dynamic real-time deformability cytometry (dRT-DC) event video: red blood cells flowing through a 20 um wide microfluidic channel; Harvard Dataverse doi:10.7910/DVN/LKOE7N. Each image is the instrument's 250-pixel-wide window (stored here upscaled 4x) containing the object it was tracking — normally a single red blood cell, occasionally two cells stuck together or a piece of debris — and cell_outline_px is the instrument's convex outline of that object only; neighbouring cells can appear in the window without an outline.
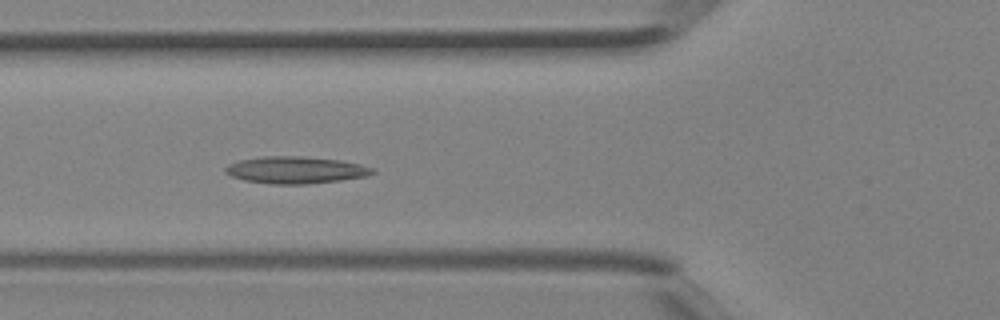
{"species": "Egyptian fruit bat (a non-hibernating species)", "species_latin": "Rousettus aegyptiacus", "temperature_condition": "room temperature", "stored_images_in_passage": 42, "camera_frame_rate_fps": 3000, "um_per_image_px": 0.085, "animal": {"sex": "female"}, "frame": {"image": 1, "passage_image": 16, "time_ms": 5.0, "image_size_px": [1000, 320], "cell_outline_px": [[376, 172], [368, 176], [340, 180], [308, 184], [268, 184], [244, 180], [232, 176], [224, 172], [224, 168], [228, 164], [240, 160], [264, 156], [304, 156], [340, 160], [360, 164], [376, 168]], "centroid_in_image_um": [25.15, 14.45], "position_along_channel_um": 100.6, "area_um2": 23.35}}
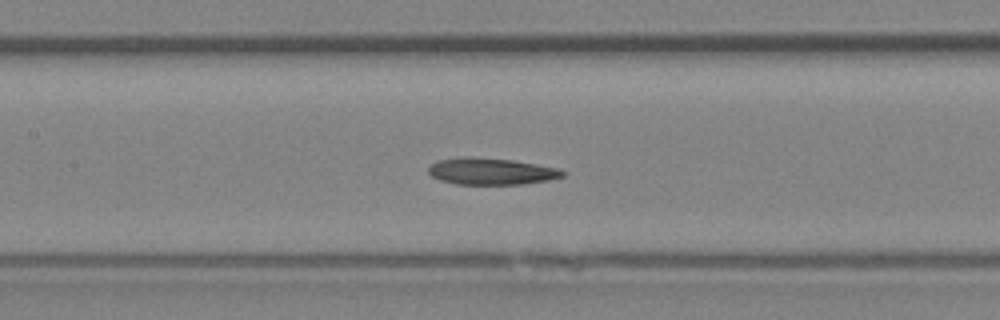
{"frame": {"image": 2, "passage_image": 20, "time_ms": 6.333, "image_size_px": [1000, 320], "cell_outline_px": [[568, 172], [564, 176], [548, 180], [520, 184], [456, 184], [440, 180], [432, 176], [428, 172], [428, 168], [432, 164], [440, 160], [464, 156], [468, 156], [512, 160], [560, 168]], "centroid_in_image_um": [41.78, 14.56], "position_along_channel_um": 165.6, "area_um2": 20.87}}
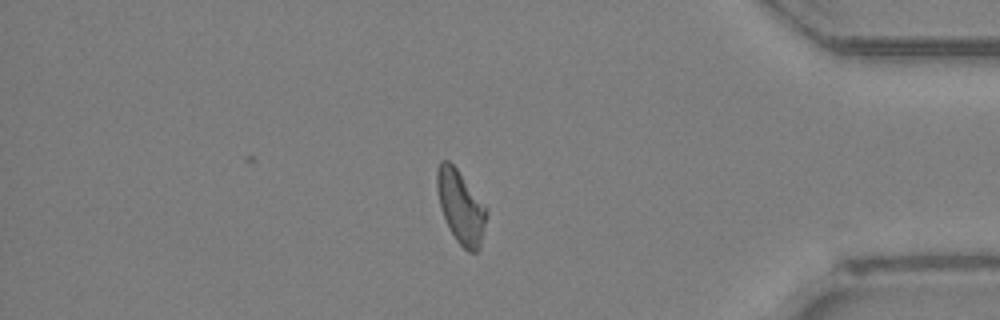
{"frame": {"image": 3, "passage_image": 36, "time_ms": 11.667, "image_size_px": [1000, 320], "cell_outline_px": [[488, 212], [480, 248], [476, 252], [468, 252], [456, 240], [440, 208], [436, 188], [436, 168], [440, 160], [448, 160], [456, 168], [488, 208]], "centroid_in_image_um": [39.17, 17.56], "position_along_channel_um": 396.0, "area_um2": 21.1}}